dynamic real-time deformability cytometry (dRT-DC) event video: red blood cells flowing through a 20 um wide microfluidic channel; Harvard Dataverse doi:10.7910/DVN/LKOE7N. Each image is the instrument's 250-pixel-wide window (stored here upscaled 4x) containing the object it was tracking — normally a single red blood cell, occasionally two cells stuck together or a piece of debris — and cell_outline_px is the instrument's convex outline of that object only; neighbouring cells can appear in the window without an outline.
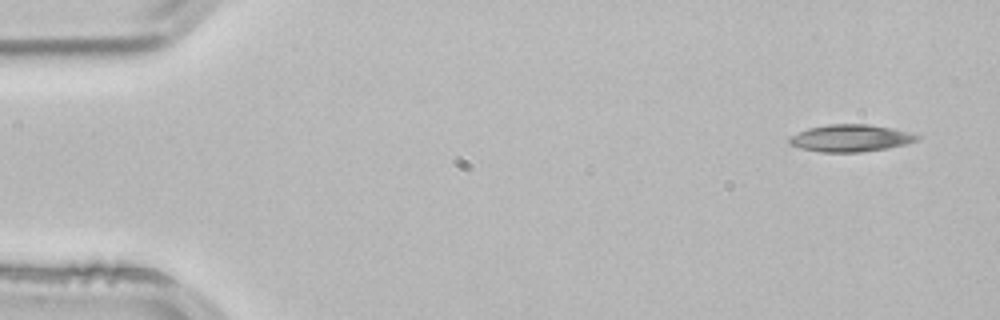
{"species": "common noctule bat (a hibernating species)", "species_latin": "Nyctalus noctula", "temperature_condition": "room temperature", "stored_images_in_passage": 3, "camera_frame_rate_fps": 3000, "um_per_image_px": 0.085, "animal": {"sex": "male", "body_mass_g": 21.5, "forearm_length_mm": 52.0}, "frame": {"image": 1, "passage_image": 1, "time_ms": 0.0, "image_size_px": [1000, 320], "cell_outline_px": [[920, 140], [908, 144], [888, 148], [860, 152], [820, 152], [800, 148], [788, 144], [788, 136], [808, 128], [828, 124], [868, 124], [892, 128], [908, 132], [920, 136]], "centroid_in_image_um": [72.28, 11.74], "position_along_channel_um": 12.7, "area_um2": 20.4}}
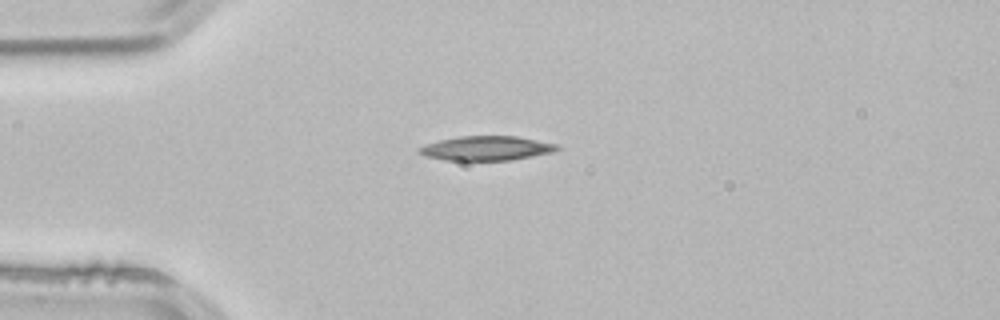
{"frame": {"image": 2, "passage_image": 3, "time_ms": 0.667, "image_size_px": [1000, 320], "cell_outline_px": [[560, 148], [552, 152], [512, 160], [444, 160], [424, 156], [416, 148], [440, 140], [460, 136], [516, 136], [560, 144]], "centroid_in_image_um": [41.37, 12.6], "position_along_channel_um": 43.6, "area_um2": 19.54}}